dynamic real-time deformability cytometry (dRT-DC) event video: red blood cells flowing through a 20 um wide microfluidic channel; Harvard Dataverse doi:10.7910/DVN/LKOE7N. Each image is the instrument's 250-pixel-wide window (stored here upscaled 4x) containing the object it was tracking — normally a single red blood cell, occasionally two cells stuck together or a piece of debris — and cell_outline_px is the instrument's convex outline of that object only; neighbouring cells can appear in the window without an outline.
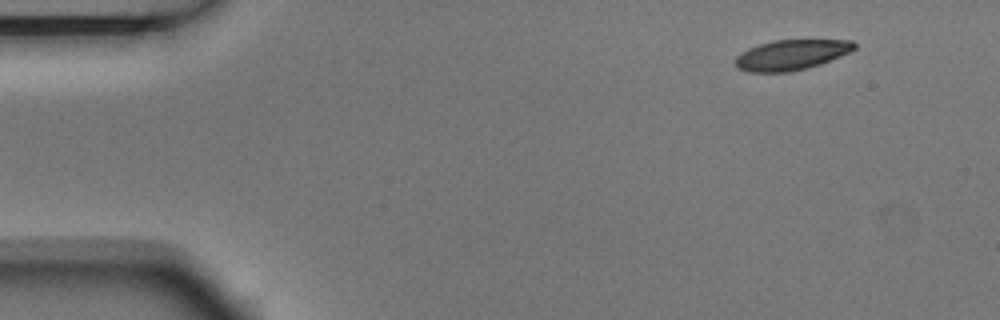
{"species": "Egyptian fruit bat (a non-hibernating species)", "species_latin": "Rousettus aegyptiacus", "temperature_condition": "room temperature", "stored_images_in_passage": 5, "camera_frame_rate_fps": 3000, "um_per_image_px": 0.085, "animal": {"sex": "male"}, "frame": {"image": 1, "passage_image": 1, "time_ms": 0.0, "image_size_px": [1000, 320], "cell_outline_px": [[856, 48], [840, 56], [820, 64], [808, 68], [788, 72], [748, 72], [736, 68], [736, 56], [748, 48], [772, 40], [852, 40], [856, 44]], "centroid_in_image_um": [67.24, 4.66], "position_along_channel_um": 17.8, "area_um2": 20.92}}
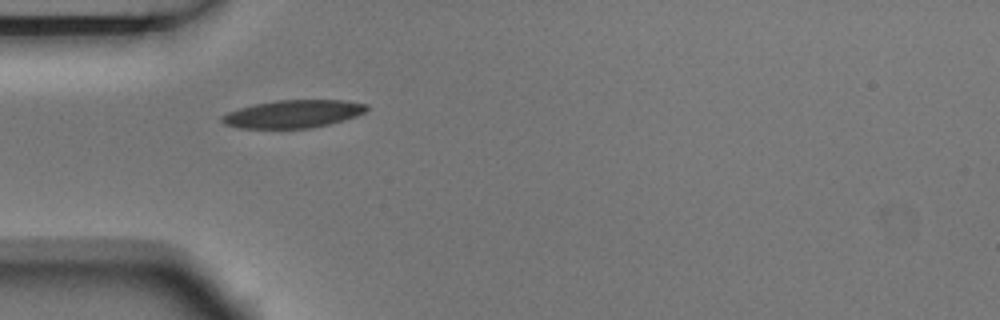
{"frame": {"image": 2, "passage_image": 4, "time_ms": 1.0, "image_size_px": [1000, 320], "cell_outline_px": [[368, 108], [364, 112], [356, 116], [328, 124], [312, 128], [240, 128], [224, 124], [220, 120], [220, 116], [228, 112], [240, 108], [256, 104], [276, 100], [344, 100], [368, 104]], "centroid_in_image_um": [24.9, 9.68], "position_along_channel_um": 60.1, "area_um2": 23.35}}
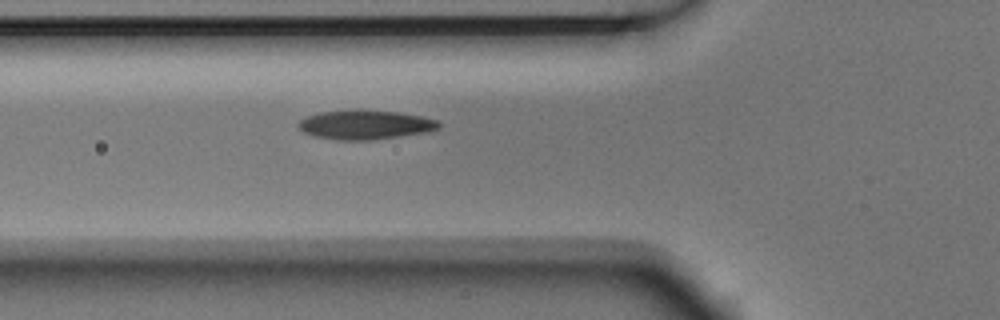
{"frame": {"image": 3, "passage_image": 5, "time_ms": 1.333, "image_size_px": [1000, 320], "cell_outline_px": [[440, 128], [428, 132], [372, 140], [336, 140], [316, 136], [304, 132], [296, 124], [300, 120], [308, 116], [320, 112], [356, 108], [360, 108], [400, 112], [440, 120]], "centroid_in_image_um": [31.07, 10.58], "position_along_channel_um": 94.7, "area_um2": 24.39}}